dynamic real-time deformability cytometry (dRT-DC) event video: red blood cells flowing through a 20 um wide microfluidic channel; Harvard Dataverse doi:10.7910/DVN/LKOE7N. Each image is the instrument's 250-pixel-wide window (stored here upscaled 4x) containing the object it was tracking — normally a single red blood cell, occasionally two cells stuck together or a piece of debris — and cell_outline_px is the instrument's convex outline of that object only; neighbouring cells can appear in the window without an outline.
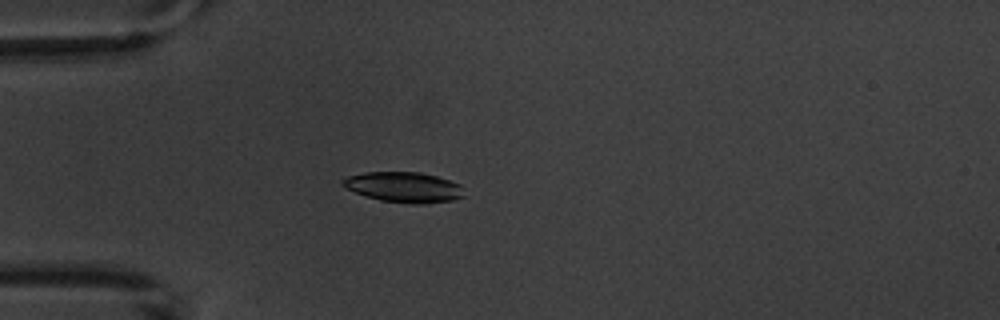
{"species": "common noctule bat (a hibernating species)", "species_latin": "Nyctalus noctula", "temperature_condition": "warm", "stored_images_in_passage": 5, "camera_frame_rate_fps": 3000, "um_per_image_px": 0.085, "animal": {"sex": "male", "body_mass_g": 20.1, "forearm_length_mm": 53.5}, "frame": {"image": 1, "passage_image": 4, "time_ms": 4.667, "image_size_px": [1000, 320], "cell_outline_px": [[464, 196], [452, 200], [424, 204], [408, 204], [380, 200], [356, 192], [340, 184], [340, 180], [348, 176], [364, 172], [420, 172], [436, 176], [460, 184]], "centroid_in_image_um": [34.32, 15.91], "position_along_channel_um": 50.7, "area_um2": 21.39}}